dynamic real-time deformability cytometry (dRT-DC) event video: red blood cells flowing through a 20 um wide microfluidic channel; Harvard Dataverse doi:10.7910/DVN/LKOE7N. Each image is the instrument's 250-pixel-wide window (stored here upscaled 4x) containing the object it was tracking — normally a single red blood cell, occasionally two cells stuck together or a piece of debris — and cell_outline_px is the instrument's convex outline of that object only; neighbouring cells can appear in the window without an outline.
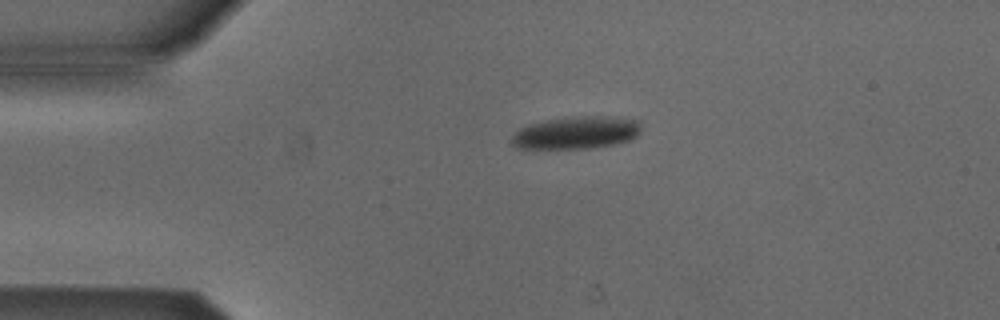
{"species": "Egyptian fruit bat (a non-hibernating species)", "species_latin": "Rousettus aegyptiacus", "temperature_condition": "cold", "stored_images_in_passage": 2, "camera_frame_rate_fps": 3000, "um_per_image_px": 0.085, "animal": {"sex": "male"}, "frame": {"image": 1, "passage_image": 1, "time_ms": 0.0, "image_size_px": [1000, 320], "cell_outline_px": [[640, 132], [636, 136], [628, 140], [612, 144], [588, 148], [516, 148], [508, 140], [520, 128], [528, 124], [544, 120], [572, 116], [616, 116], [640, 120]], "centroid_in_image_um": [48.97, 11.25], "position_along_channel_um": 36.0, "area_um2": 24.68}}